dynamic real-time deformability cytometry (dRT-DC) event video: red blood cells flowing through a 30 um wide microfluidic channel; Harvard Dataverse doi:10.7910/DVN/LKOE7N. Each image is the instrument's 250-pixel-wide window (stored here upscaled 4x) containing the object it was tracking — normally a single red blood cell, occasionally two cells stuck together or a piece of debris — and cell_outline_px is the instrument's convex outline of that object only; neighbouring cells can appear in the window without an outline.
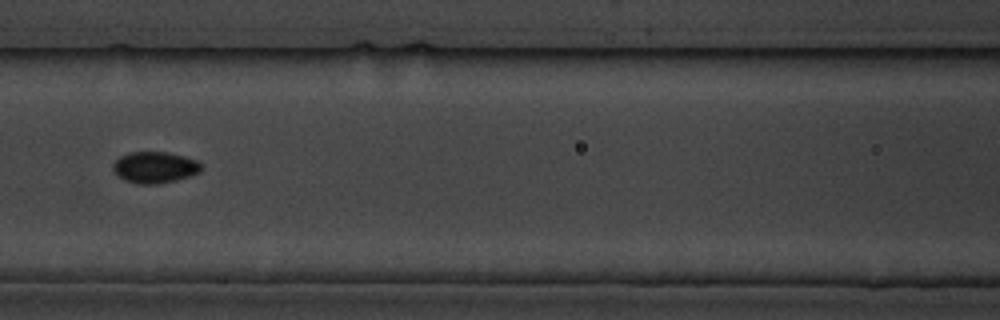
{"species": "common noctule bat (a hibernating species)", "species_latin": "Nyctalus noctula", "temperature_condition": "cold", "stored_images_in_passage": 8, "segment_of_instrument_passage": [2, 2], "camera_frame_rate_fps": 3000, "um_per_image_px": 0.085, "animal": {"sex": "male", "body_mass_g": 19.5, "forearm_length_mm": 54.6}, "frame": {"image": 1, "passage_image": 7, "time_ms": 8.0, "image_size_px": [1000, 320], "cell_outline_px": [[200, 172], [176, 180], [156, 184], [136, 184], [124, 180], [112, 168], [112, 164], [120, 156], [132, 152], [164, 152], [184, 156], [196, 160], [200, 164]], "centroid_in_image_um": [13.13, 14.23], "position_along_channel_um": 153.5, "area_um2": 15.9}}